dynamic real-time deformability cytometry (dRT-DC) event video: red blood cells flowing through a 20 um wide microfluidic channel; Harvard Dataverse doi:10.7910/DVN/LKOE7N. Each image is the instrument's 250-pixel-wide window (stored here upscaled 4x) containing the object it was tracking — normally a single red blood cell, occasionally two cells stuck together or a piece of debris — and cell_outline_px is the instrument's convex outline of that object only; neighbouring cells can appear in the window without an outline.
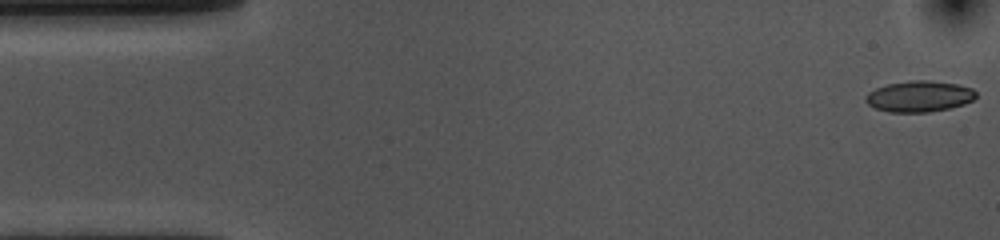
{"species": "common noctule bat (a hibernating species)", "species_latin": "Nyctalus noctula", "temperature_condition": "cold", "stored_images_in_passage": 54, "camera_frame_rate_fps": 3000, "um_per_image_px": 0.085, "animal": {"sex": "female", "body_mass_g": 10.0, "forearm_length_mm": 53.1}, "frame": {"image": 1, "passage_image": 1, "time_ms": 0.0, "image_size_px": [1000, 240], "cell_outline_px": [[976, 96], [972, 100], [964, 104], [948, 108], [928, 112], [888, 112], [876, 108], [868, 104], [864, 100], [864, 96], [868, 92], [876, 88], [888, 84], [912, 80], [928, 80], [960, 84], [972, 88], [976, 92]], "centroid_in_image_um": [78.13, 8.18], "position_along_channel_um": 6.9, "area_um2": 20.0}}
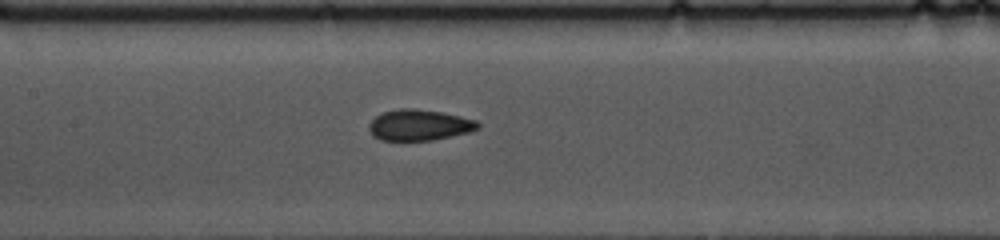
{"frame": {"image": 2, "passage_image": 24, "time_ms": 7.667, "image_size_px": [1000, 240], "cell_outline_px": [[480, 128], [468, 132], [432, 140], [380, 140], [372, 136], [368, 128], [368, 124], [376, 116], [384, 112], [400, 108], [412, 108], [440, 112], [460, 116], [476, 120], [480, 124]], "centroid_in_image_um": [35.61, 10.63], "position_along_channel_um": 171.8, "area_um2": 19.54}}
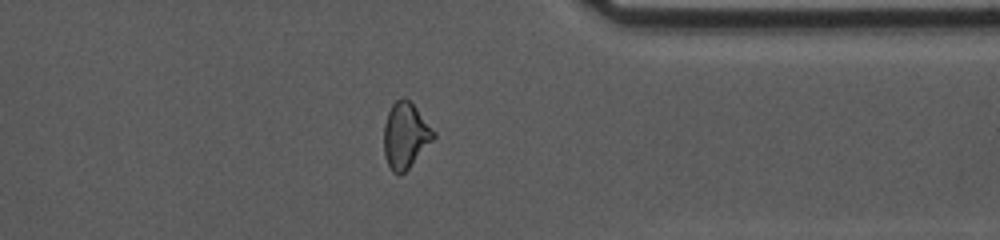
{"frame": {"image": 3, "passage_image": 42, "time_ms": 13.667, "image_size_px": [1000, 240], "cell_outline_px": [[436, 136], [408, 168], [400, 176], [392, 172], [384, 156], [384, 124], [388, 112], [392, 104], [400, 96], [404, 96], [416, 108], [436, 132]], "centroid_in_image_um": [34.44, 11.5], "position_along_channel_um": 377.0, "area_um2": 18.96}, "authors_computed_cell_mechanics": {"area_um2": 19.652, "velocity_mm_per_s": 3.6048, "shape_relaxation_time_tau1_ms": 5.3869, "shape_relaxation_time_tau2_ms": 2.2611, "deformation_change_tau1": 0.1154, "deformation_change_tau2": 0.053}}